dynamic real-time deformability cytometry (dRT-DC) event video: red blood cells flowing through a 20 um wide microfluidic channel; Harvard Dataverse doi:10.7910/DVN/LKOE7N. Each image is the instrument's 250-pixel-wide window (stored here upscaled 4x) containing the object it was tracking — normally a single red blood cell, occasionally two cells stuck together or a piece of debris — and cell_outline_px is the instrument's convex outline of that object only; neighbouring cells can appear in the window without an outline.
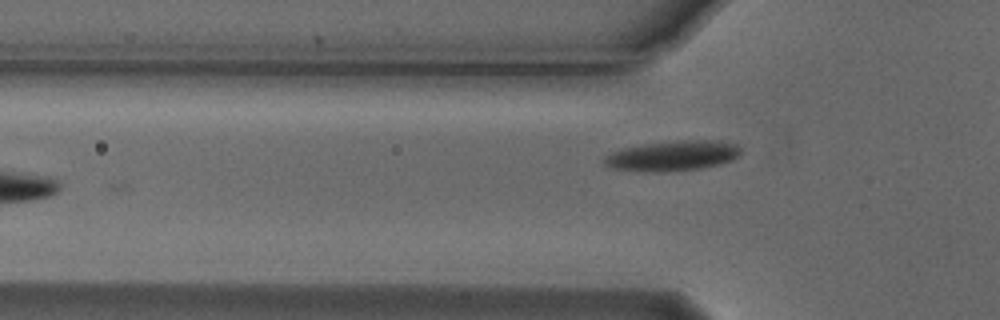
{"species": "Egyptian fruit bat (a non-hibernating species)", "species_latin": "Rousettus aegyptiacus", "temperature_condition": "cold", "stored_images_in_passage": 9, "camera_frame_rate_fps": 3000, "um_per_image_px": 0.085, "animal": {"sex": "male"}, "frame": {"image": 1, "passage_image": 5, "time_ms": 1.333, "image_size_px": [1000, 320], "cell_outline_px": [[740, 156], [732, 160], [720, 164], [700, 168], [664, 172], [656, 172], [612, 168], [604, 164], [604, 156], [612, 152], [624, 148], [644, 144], [684, 140], [716, 140], [736, 144], [740, 148]], "centroid_in_image_um": [57.2, 13.24], "position_along_channel_um": 68.6, "area_um2": 23.81}}
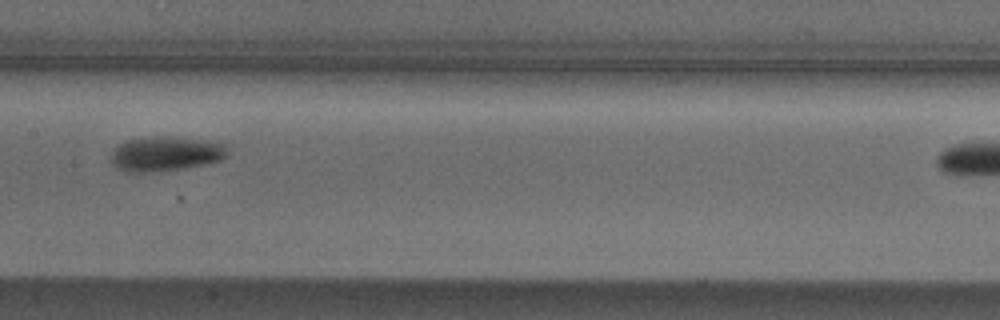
{"frame": {"image": 2, "passage_image": 8, "time_ms": 2.333, "image_size_px": [1000, 320], "cell_outline_px": [[228, 152], [220, 160], [184, 168], [140, 172], [128, 172], [112, 164], [112, 148], [128, 140], [152, 136], [168, 136], [224, 144]], "centroid_in_image_um": [14.02, 13.06], "position_along_channel_um": 193.4, "area_um2": 22.83}}